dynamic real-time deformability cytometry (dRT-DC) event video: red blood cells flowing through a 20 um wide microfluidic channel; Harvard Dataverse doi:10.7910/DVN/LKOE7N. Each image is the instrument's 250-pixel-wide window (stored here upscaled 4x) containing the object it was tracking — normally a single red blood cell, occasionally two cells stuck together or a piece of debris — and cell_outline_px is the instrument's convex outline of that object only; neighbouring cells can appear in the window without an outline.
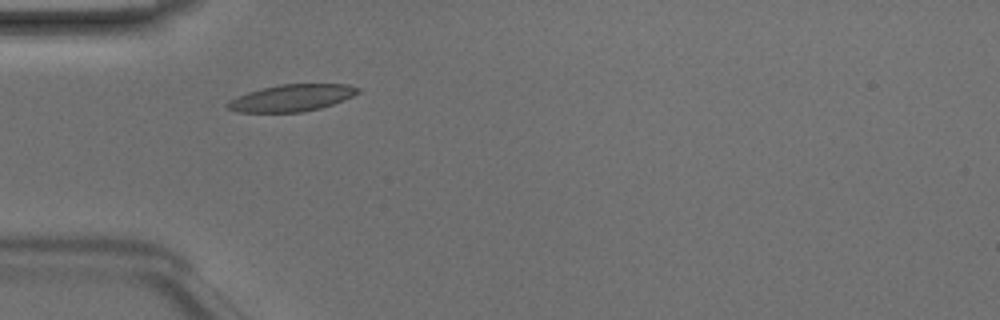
{"species": "Egyptian fruit bat (a non-hibernating species)", "species_latin": "Rousettus aegyptiacus", "temperature_condition": "room temperature", "stored_images_in_passage": 35, "camera_frame_rate_fps": 3000, "um_per_image_px": 0.085, "animal": {"sex": "male"}, "frame": {"image": 1, "passage_image": 1, "time_ms": 0.0, "image_size_px": [1000, 320], "cell_outline_px": [[360, 92], [344, 100], [320, 108], [304, 112], [236, 112], [228, 108], [224, 104], [228, 100], [236, 96], [248, 92], [280, 84], [348, 84], [360, 88]], "centroid_in_image_um": [24.78, 8.32], "position_along_channel_um": 60.2, "area_um2": 20.46}}
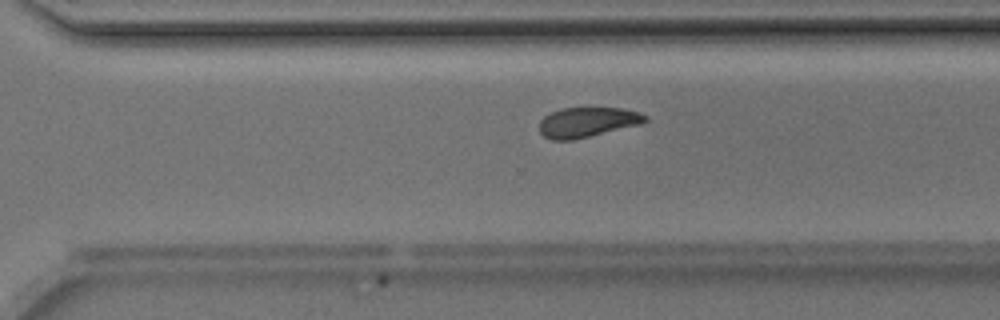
{"frame": {"image": 2, "passage_image": 20, "time_ms": 6.333, "image_size_px": [1000, 320], "cell_outline_px": [[648, 120], [640, 124], [572, 140], [552, 140], [544, 136], [540, 132], [540, 120], [544, 116], [560, 108], [624, 108], [640, 112], [648, 116]], "centroid_in_image_um": [49.93, 10.37], "position_along_channel_um": 320.7, "area_um2": 18.38}}
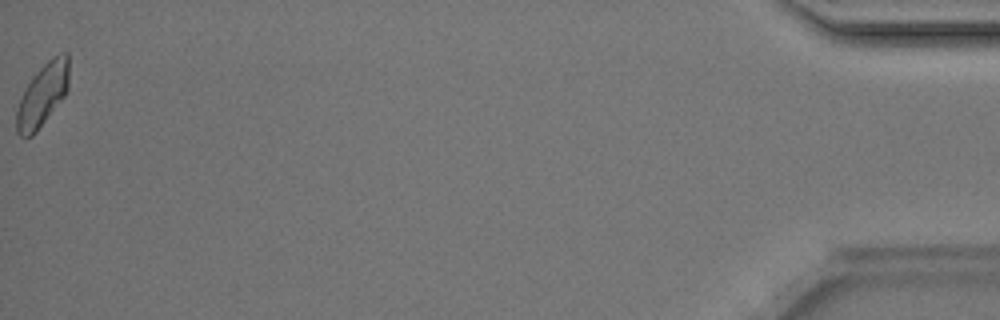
{"frame": {"image": 3, "passage_image": 35, "time_ms": 11.333, "image_size_px": [1000, 320], "cell_outline_px": [[68, 88], [64, 96], [36, 132], [32, 136], [20, 136], [16, 132], [16, 112], [20, 96], [32, 76], [52, 56], [64, 52], [68, 52]], "centroid_in_image_um": [3.6, 8.05], "position_along_channel_um": 431.6, "area_um2": 19.07}, "authors_computed_cell_mechanics": {"area_um2": 19.074, "velocity_mm_per_s": 4.169, "shape_relaxation_time_tau1_ms": 5.6067, "shape_relaxation_time_tau2_ms": 4.5443, "deformation_change_tau1": 0.1171, "deformation_change_tau2": 0.0964}}